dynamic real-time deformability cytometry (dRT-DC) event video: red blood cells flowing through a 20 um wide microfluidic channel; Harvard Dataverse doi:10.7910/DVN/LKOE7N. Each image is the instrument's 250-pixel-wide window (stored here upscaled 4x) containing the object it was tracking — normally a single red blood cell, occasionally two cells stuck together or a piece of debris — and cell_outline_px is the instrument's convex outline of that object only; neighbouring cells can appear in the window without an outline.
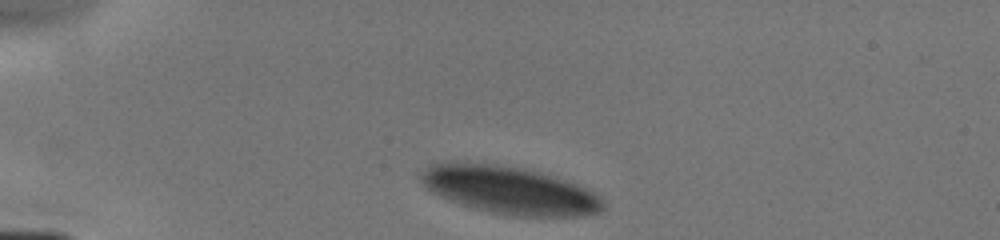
{"species": "human", "species_latin": "Homo sapiens", "temperature_condition": "cold", "stored_images_in_passage": 33, "camera_frame_rate_fps": 3000, "um_per_image_px": 0.085, "donor": {"sex": "male"}, "frame": {"image": 1, "passage_image": 1, "time_ms": 0.0, "image_size_px": [1000, 240], "cell_outline_px": [[604, 208], [600, 212], [580, 216], [516, 216], [492, 212], [464, 204], [452, 200], [432, 192], [416, 176], [420, 172], [432, 164], [496, 164], [520, 168], [536, 172], [564, 180], [576, 184], [592, 192], [604, 204]], "centroid_in_image_um": [43.32, 16.18], "position_along_channel_um": 41.7, "area_um2": 49.01}}
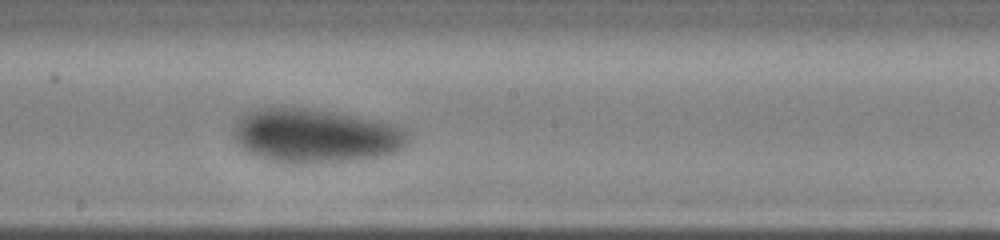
{"frame": {"image": 2, "passage_image": 17, "time_ms": 5.333, "image_size_px": [1000, 240], "cell_outline_px": [[412, 140], [408, 144], [396, 152], [380, 156], [348, 160], [304, 164], [264, 160], [252, 156], [244, 152], [232, 140], [232, 136], [236, 120], [244, 112], [252, 108], [308, 108], [332, 112], [396, 124], [404, 128], [412, 136]], "centroid_in_image_um": [26.75, 11.55], "position_along_channel_um": 221.4, "area_um2": 55.83}}
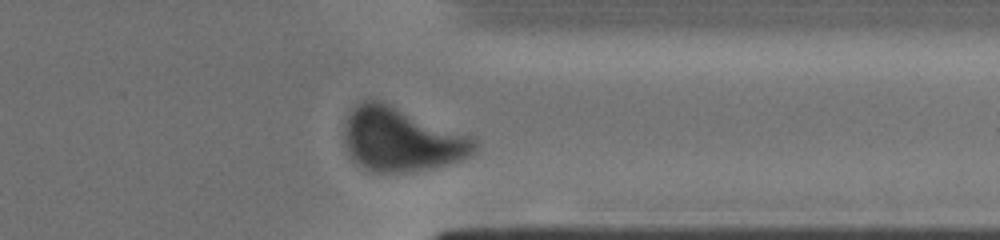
{"frame": {"image": 3, "passage_image": 29, "time_ms": 9.0, "image_size_px": [1000, 240], "cell_outline_px": [[480, 144], [476, 152], [472, 156], [448, 164], [432, 168], [404, 172], [368, 172], [352, 156], [344, 140], [344, 120], [352, 108], [356, 104], [364, 100], [380, 100], [468, 136], [476, 140]], "centroid_in_image_um": [34.11, 11.86], "position_along_channel_um": 377.3, "area_um2": 48.09}}